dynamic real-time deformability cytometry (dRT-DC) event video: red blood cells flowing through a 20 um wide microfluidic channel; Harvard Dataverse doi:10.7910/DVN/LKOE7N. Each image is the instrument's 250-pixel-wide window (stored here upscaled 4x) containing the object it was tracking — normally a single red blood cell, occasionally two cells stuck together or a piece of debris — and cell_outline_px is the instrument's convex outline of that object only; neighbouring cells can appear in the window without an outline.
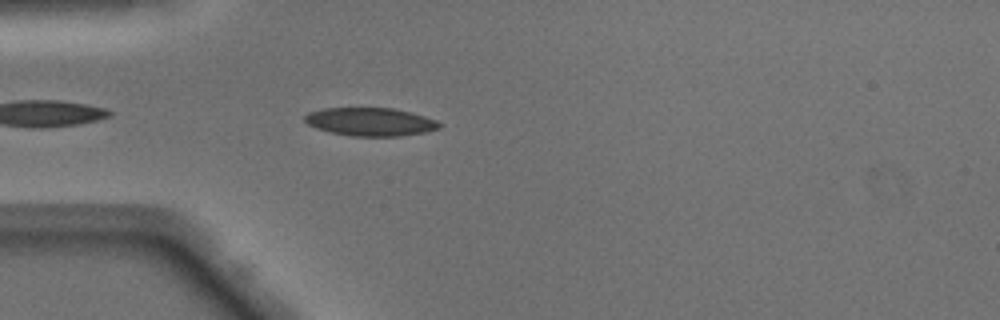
{"species": "Egyptian fruit bat (a non-hibernating species)", "species_latin": "Rousettus aegyptiacus", "temperature_condition": "warm", "stored_images_in_passage": 12, "camera_frame_rate_fps": 3000, "um_per_image_px": 0.085, "animal": {"sex": "male"}, "frame": {"image": 1, "passage_image": 3, "time_ms": 0.667, "image_size_px": [1000, 320], "cell_outline_px": [[440, 128], [424, 132], [400, 136], [352, 136], [332, 132], [316, 128], [308, 124], [304, 120], [304, 116], [308, 112], [324, 108], [392, 108], [424, 116], [436, 120], [440, 124]], "centroid_in_image_um": [31.45, 10.35], "position_along_channel_um": 53.5, "area_um2": 21.91}}
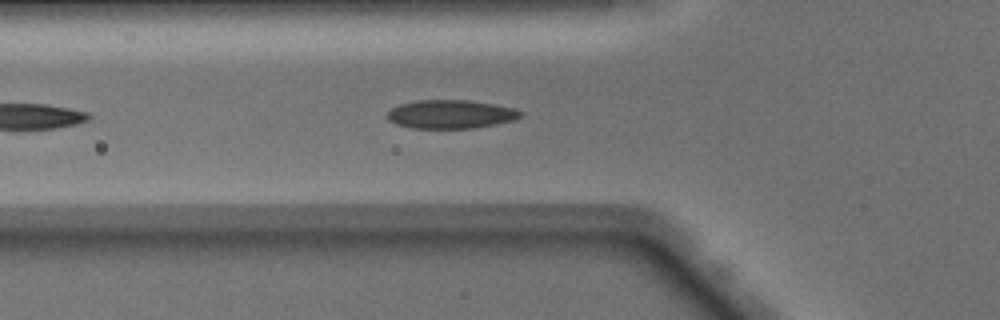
{"frame": {"image": 2, "passage_image": 6, "time_ms": 1.667, "image_size_px": [1000, 320], "cell_outline_px": [[524, 116], [516, 120], [496, 124], [472, 128], [412, 128], [396, 124], [388, 120], [388, 112], [392, 108], [400, 104], [416, 100], [468, 100], [492, 104], [512, 108], [524, 112]], "centroid_in_image_um": [38.34, 9.71], "position_along_channel_um": 87.5, "area_um2": 22.2}}